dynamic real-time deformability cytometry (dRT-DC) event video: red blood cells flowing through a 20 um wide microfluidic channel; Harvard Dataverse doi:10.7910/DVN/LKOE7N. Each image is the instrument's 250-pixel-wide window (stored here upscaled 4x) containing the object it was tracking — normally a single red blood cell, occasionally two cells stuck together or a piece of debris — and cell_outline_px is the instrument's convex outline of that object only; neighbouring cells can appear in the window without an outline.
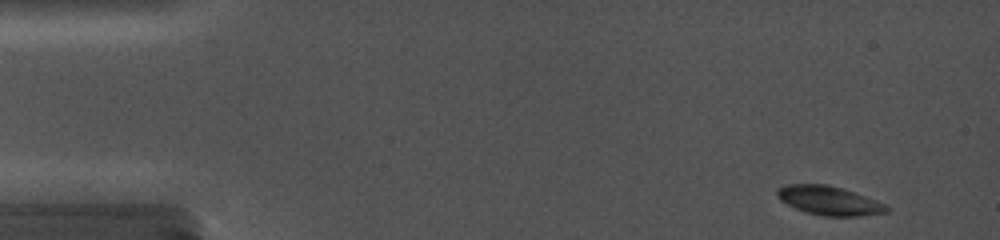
{"species": "common noctule bat (a hibernating species)", "species_latin": "Nyctalus noctula", "temperature_condition": "cold", "stored_images_in_passage": 42, "camera_frame_rate_fps": 5000, "um_per_image_px": 0.085, "animal": {"sex": "female", "body_mass_g": 19.0, "forearm_length_mm": 56.7}, "frame": {"image": 1, "passage_image": 1, "time_ms": 0.0, "image_size_px": [1000, 240], "cell_outline_px": [[892, 208], [888, 212], [860, 216], [820, 216], [804, 212], [780, 200], [776, 196], [776, 188], [788, 184], [828, 184], [844, 188], [884, 204]], "centroid_in_image_um": [70.45, 17.05], "position_along_channel_um": 14.5, "area_um2": 18.61}}
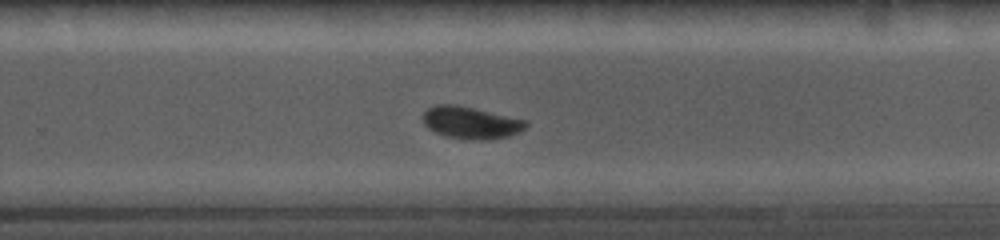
{"frame": {"image": 2, "passage_image": 28, "time_ms": 10.4, "image_size_px": [1000, 240], "cell_outline_px": [[528, 124], [524, 128], [508, 136], [484, 140], [472, 140], [448, 136], [436, 132], [428, 128], [424, 124], [424, 112], [428, 108], [436, 104], [456, 104], [528, 120]], "centroid_in_image_um": [40.02, 10.41], "position_along_channel_um": 289.8, "area_um2": 19.07}}
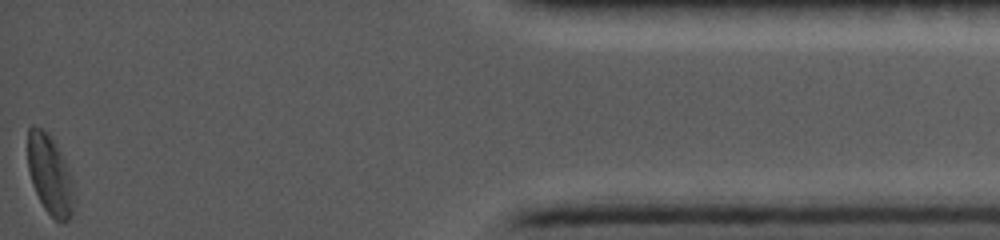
{"frame": {"image": 3, "passage_image": 42, "time_ms": 15.6, "image_size_px": [1000, 240], "cell_outline_px": [[72, 212], [68, 220], [64, 224], [60, 224], [44, 208], [32, 184], [28, 168], [28, 128], [32, 124], [40, 128], [52, 140], [72, 180]], "centroid_in_image_um": [4.2, 14.91], "position_along_channel_um": 431.0, "area_um2": 20.52}}